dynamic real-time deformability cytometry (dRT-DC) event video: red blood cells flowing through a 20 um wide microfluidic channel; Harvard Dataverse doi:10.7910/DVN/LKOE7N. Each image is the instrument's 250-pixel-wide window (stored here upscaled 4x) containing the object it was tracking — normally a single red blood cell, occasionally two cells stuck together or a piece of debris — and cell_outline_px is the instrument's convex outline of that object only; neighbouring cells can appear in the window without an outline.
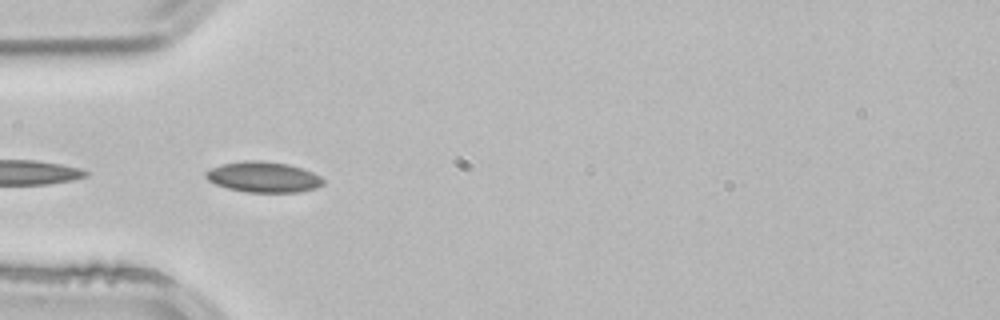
{"species": "common noctule bat (a hibernating species)", "species_latin": "Nyctalus noctula", "temperature_condition": "room temperature", "stored_images_in_passage": 5, "camera_frame_rate_fps": 3000, "um_per_image_px": 0.085, "animal": {"sex": "male", "body_mass_g": 21.5, "forearm_length_mm": 52.0}, "frame": {"image": 1, "passage_image": 4, "time_ms": 1.0, "image_size_px": [1000, 320], "cell_outline_px": [[324, 184], [316, 188], [300, 192], [248, 192], [228, 188], [216, 184], [208, 180], [204, 176], [204, 172], [220, 164], [244, 160], [260, 160], [288, 164], [312, 172], [320, 176], [324, 180]], "centroid_in_image_um": [22.38, 15.04], "position_along_channel_um": 62.6, "area_um2": 20.98}}